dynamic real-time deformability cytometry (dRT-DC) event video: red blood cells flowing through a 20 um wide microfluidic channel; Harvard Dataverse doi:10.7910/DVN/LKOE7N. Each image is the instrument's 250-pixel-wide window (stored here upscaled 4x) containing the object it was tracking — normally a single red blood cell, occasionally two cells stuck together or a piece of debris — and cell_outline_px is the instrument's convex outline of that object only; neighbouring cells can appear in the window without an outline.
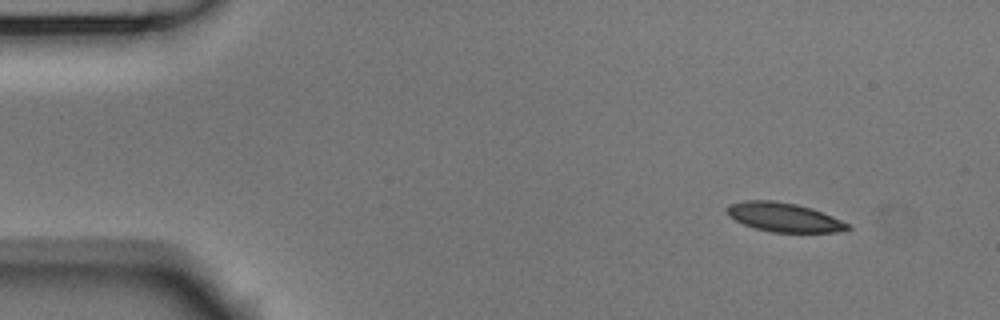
{"species": "Egyptian fruit bat (a non-hibernating species)", "species_latin": "Rousettus aegyptiacus", "temperature_condition": "room temperature", "stored_images_in_passage": 5, "camera_frame_rate_fps": 3000, "um_per_image_px": 0.085, "animal": {"sex": "male"}, "frame": {"image": 1, "passage_image": 1, "time_ms": 0.0, "image_size_px": [1000, 320], "cell_outline_px": [[852, 228], [844, 232], [772, 232], [756, 228], [744, 224], [728, 216], [724, 208], [728, 204], [744, 200], [772, 200], [796, 204], [812, 208], [852, 224]], "centroid_in_image_um": [66.66, 18.46], "position_along_channel_um": 18.3, "area_um2": 20.69}}
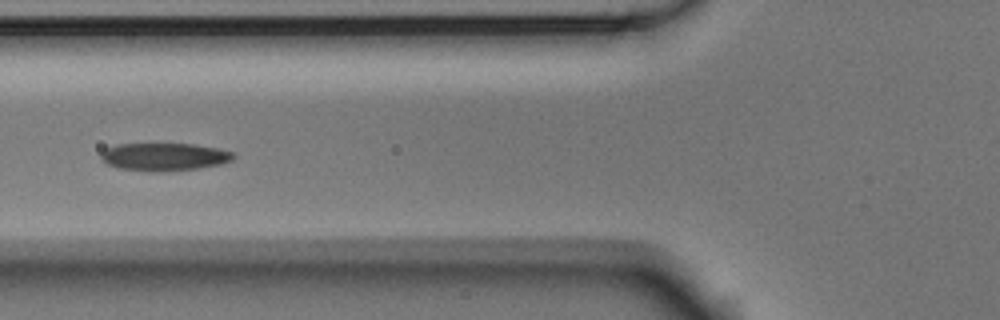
{"frame": {"image": 2, "passage_image": 5, "time_ms": 1.333, "image_size_px": [1000, 320], "cell_outline_px": [[236, 156], [232, 160], [220, 164], [196, 168], [156, 172], [148, 172], [116, 168], [100, 160], [100, 152], [104, 148], [116, 144], [192, 144], [216, 148], [236, 152]], "centroid_in_image_um": [13.9, 13.33], "position_along_channel_um": 111.9, "area_um2": 21.68}}